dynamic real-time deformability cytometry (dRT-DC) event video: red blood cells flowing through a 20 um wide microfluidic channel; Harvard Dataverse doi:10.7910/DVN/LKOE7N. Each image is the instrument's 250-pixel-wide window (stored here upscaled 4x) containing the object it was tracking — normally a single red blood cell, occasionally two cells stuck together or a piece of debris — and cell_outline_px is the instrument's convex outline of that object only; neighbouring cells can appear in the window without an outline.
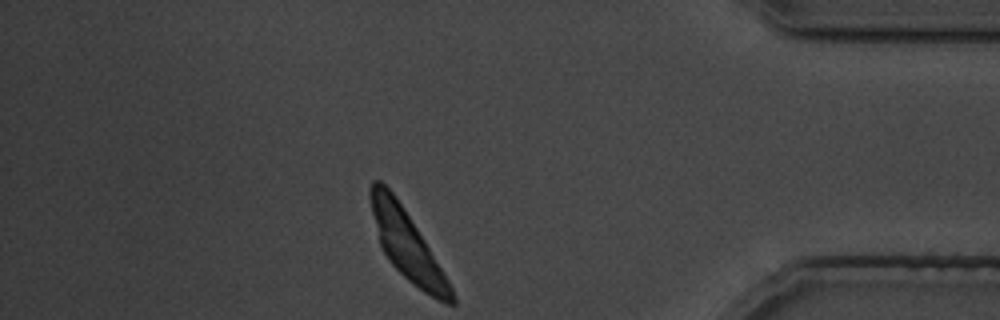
{"species": "common noctule bat (a hibernating species)", "species_latin": "Nyctalus noctula", "temperature_condition": "cold", "stored_images_in_passage": 25, "camera_frame_rate_fps": 3000, "um_per_image_px": 0.085, "animal": {"sex": "male", "body_mass_g": 19.5, "forearm_length_mm": 54.6}, "frame": {"image": 1, "passage_image": 25, "time_ms": 30.667, "image_size_px": [1000, 320], "cell_outline_px": [[456, 304], [444, 304], [424, 292], [412, 284], [388, 260], [380, 244], [368, 196], [368, 188], [372, 180], [380, 180], [392, 192], [424, 240], [448, 280], [456, 296]], "centroid_in_image_um": [34.59, 20.85], "position_along_channel_um": 400.6, "area_um2": 31.67}}